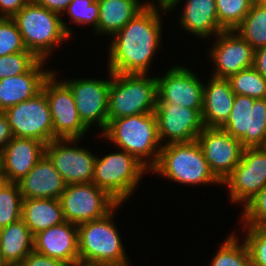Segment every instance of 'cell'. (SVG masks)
Returning a JSON list of instances; mask_svg holds the SVG:
<instances>
[{"label": "cell", "mask_w": 266, "mask_h": 266, "mask_svg": "<svg viewBox=\"0 0 266 266\" xmlns=\"http://www.w3.org/2000/svg\"><path fill=\"white\" fill-rule=\"evenodd\" d=\"M216 43L209 51L214 72L213 77L228 79L240 70L254 65V49L235 30H224L215 36Z\"/></svg>", "instance_id": "18"}, {"label": "cell", "mask_w": 266, "mask_h": 266, "mask_svg": "<svg viewBox=\"0 0 266 266\" xmlns=\"http://www.w3.org/2000/svg\"><path fill=\"white\" fill-rule=\"evenodd\" d=\"M151 171L184 185L221 184L211 172L197 140L162 145L158 162Z\"/></svg>", "instance_id": "5"}, {"label": "cell", "mask_w": 266, "mask_h": 266, "mask_svg": "<svg viewBox=\"0 0 266 266\" xmlns=\"http://www.w3.org/2000/svg\"><path fill=\"white\" fill-rule=\"evenodd\" d=\"M3 113L8 119L13 137L40 140L46 145L54 140L50 106L43 91Z\"/></svg>", "instance_id": "9"}, {"label": "cell", "mask_w": 266, "mask_h": 266, "mask_svg": "<svg viewBox=\"0 0 266 266\" xmlns=\"http://www.w3.org/2000/svg\"><path fill=\"white\" fill-rule=\"evenodd\" d=\"M241 221L245 227L266 228V185L244 207Z\"/></svg>", "instance_id": "36"}, {"label": "cell", "mask_w": 266, "mask_h": 266, "mask_svg": "<svg viewBox=\"0 0 266 266\" xmlns=\"http://www.w3.org/2000/svg\"><path fill=\"white\" fill-rule=\"evenodd\" d=\"M211 77L204 83L201 116L204 126L221 127L230 115L235 93L228 79Z\"/></svg>", "instance_id": "24"}, {"label": "cell", "mask_w": 266, "mask_h": 266, "mask_svg": "<svg viewBox=\"0 0 266 266\" xmlns=\"http://www.w3.org/2000/svg\"><path fill=\"white\" fill-rule=\"evenodd\" d=\"M240 244V245H239ZM210 266H252L251 257L245 241L239 243L234 233L226 238Z\"/></svg>", "instance_id": "30"}, {"label": "cell", "mask_w": 266, "mask_h": 266, "mask_svg": "<svg viewBox=\"0 0 266 266\" xmlns=\"http://www.w3.org/2000/svg\"><path fill=\"white\" fill-rule=\"evenodd\" d=\"M17 184L22 198L59 199L66 187L62 176L46 154Z\"/></svg>", "instance_id": "22"}, {"label": "cell", "mask_w": 266, "mask_h": 266, "mask_svg": "<svg viewBox=\"0 0 266 266\" xmlns=\"http://www.w3.org/2000/svg\"><path fill=\"white\" fill-rule=\"evenodd\" d=\"M253 67L266 79V46L254 50Z\"/></svg>", "instance_id": "42"}, {"label": "cell", "mask_w": 266, "mask_h": 266, "mask_svg": "<svg viewBox=\"0 0 266 266\" xmlns=\"http://www.w3.org/2000/svg\"><path fill=\"white\" fill-rule=\"evenodd\" d=\"M156 79L157 102L178 104L202 113L204 83L192 70L176 65Z\"/></svg>", "instance_id": "17"}, {"label": "cell", "mask_w": 266, "mask_h": 266, "mask_svg": "<svg viewBox=\"0 0 266 266\" xmlns=\"http://www.w3.org/2000/svg\"><path fill=\"white\" fill-rule=\"evenodd\" d=\"M98 34L114 35L121 30L146 5L138 0H98Z\"/></svg>", "instance_id": "27"}, {"label": "cell", "mask_w": 266, "mask_h": 266, "mask_svg": "<svg viewBox=\"0 0 266 266\" xmlns=\"http://www.w3.org/2000/svg\"><path fill=\"white\" fill-rule=\"evenodd\" d=\"M176 0H158L157 4L161 8L168 9Z\"/></svg>", "instance_id": "43"}, {"label": "cell", "mask_w": 266, "mask_h": 266, "mask_svg": "<svg viewBox=\"0 0 266 266\" xmlns=\"http://www.w3.org/2000/svg\"><path fill=\"white\" fill-rule=\"evenodd\" d=\"M245 243L252 266H266V228L246 227Z\"/></svg>", "instance_id": "37"}, {"label": "cell", "mask_w": 266, "mask_h": 266, "mask_svg": "<svg viewBox=\"0 0 266 266\" xmlns=\"http://www.w3.org/2000/svg\"><path fill=\"white\" fill-rule=\"evenodd\" d=\"M211 172L222 183L240 163L244 147L221 127H207L197 137Z\"/></svg>", "instance_id": "15"}, {"label": "cell", "mask_w": 266, "mask_h": 266, "mask_svg": "<svg viewBox=\"0 0 266 266\" xmlns=\"http://www.w3.org/2000/svg\"><path fill=\"white\" fill-rule=\"evenodd\" d=\"M219 25L224 30H235L252 6L250 0H215Z\"/></svg>", "instance_id": "32"}, {"label": "cell", "mask_w": 266, "mask_h": 266, "mask_svg": "<svg viewBox=\"0 0 266 266\" xmlns=\"http://www.w3.org/2000/svg\"><path fill=\"white\" fill-rule=\"evenodd\" d=\"M30 0H0V18H13Z\"/></svg>", "instance_id": "39"}, {"label": "cell", "mask_w": 266, "mask_h": 266, "mask_svg": "<svg viewBox=\"0 0 266 266\" xmlns=\"http://www.w3.org/2000/svg\"><path fill=\"white\" fill-rule=\"evenodd\" d=\"M55 73L52 71L42 86L50 106L54 139H81L88 128L80 119L72 91L64 81L56 80Z\"/></svg>", "instance_id": "11"}, {"label": "cell", "mask_w": 266, "mask_h": 266, "mask_svg": "<svg viewBox=\"0 0 266 266\" xmlns=\"http://www.w3.org/2000/svg\"><path fill=\"white\" fill-rule=\"evenodd\" d=\"M252 3H266V0H250Z\"/></svg>", "instance_id": "47"}, {"label": "cell", "mask_w": 266, "mask_h": 266, "mask_svg": "<svg viewBox=\"0 0 266 266\" xmlns=\"http://www.w3.org/2000/svg\"><path fill=\"white\" fill-rule=\"evenodd\" d=\"M101 135L120 150L135 156L149 170L158 162L162 144L154 112L109 120Z\"/></svg>", "instance_id": "2"}, {"label": "cell", "mask_w": 266, "mask_h": 266, "mask_svg": "<svg viewBox=\"0 0 266 266\" xmlns=\"http://www.w3.org/2000/svg\"><path fill=\"white\" fill-rule=\"evenodd\" d=\"M19 266H69V264L33 250L23 259Z\"/></svg>", "instance_id": "38"}, {"label": "cell", "mask_w": 266, "mask_h": 266, "mask_svg": "<svg viewBox=\"0 0 266 266\" xmlns=\"http://www.w3.org/2000/svg\"><path fill=\"white\" fill-rule=\"evenodd\" d=\"M149 2L121 30L109 46L108 70L113 73L147 74L161 43L162 24L158 9Z\"/></svg>", "instance_id": "1"}, {"label": "cell", "mask_w": 266, "mask_h": 266, "mask_svg": "<svg viewBox=\"0 0 266 266\" xmlns=\"http://www.w3.org/2000/svg\"><path fill=\"white\" fill-rule=\"evenodd\" d=\"M44 62L46 61L39 60L28 72L0 80V112L29 100L42 91L45 79L52 72L44 69Z\"/></svg>", "instance_id": "21"}, {"label": "cell", "mask_w": 266, "mask_h": 266, "mask_svg": "<svg viewBox=\"0 0 266 266\" xmlns=\"http://www.w3.org/2000/svg\"><path fill=\"white\" fill-rule=\"evenodd\" d=\"M45 147L40 140L13 137L1 153L4 181L17 183L24 178L43 157Z\"/></svg>", "instance_id": "19"}, {"label": "cell", "mask_w": 266, "mask_h": 266, "mask_svg": "<svg viewBox=\"0 0 266 266\" xmlns=\"http://www.w3.org/2000/svg\"><path fill=\"white\" fill-rule=\"evenodd\" d=\"M149 171L135 156L121 150L96 157L92 182L123 204L133 196L142 175Z\"/></svg>", "instance_id": "7"}, {"label": "cell", "mask_w": 266, "mask_h": 266, "mask_svg": "<svg viewBox=\"0 0 266 266\" xmlns=\"http://www.w3.org/2000/svg\"><path fill=\"white\" fill-rule=\"evenodd\" d=\"M37 4L42 7L47 8L50 11L56 12L58 14H62L65 12L67 6L70 4L72 0H33Z\"/></svg>", "instance_id": "41"}, {"label": "cell", "mask_w": 266, "mask_h": 266, "mask_svg": "<svg viewBox=\"0 0 266 266\" xmlns=\"http://www.w3.org/2000/svg\"><path fill=\"white\" fill-rule=\"evenodd\" d=\"M147 76V74L112 72L108 99V121L155 111L157 79Z\"/></svg>", "instance_id": "6"}, {"label": "cell", "mask_w": 266, "mask_h": 266, "mask_svg": "<svg viewBox=\"0 0 266 266\" xmlns=\"http://www.w3.org/2000/svg\"><path fill=\"white\" fill-rule=\"evenodd\" d=\"M180 1L176 0L167 11L175 9ZM184 6L179 25L185 28V31L204 39L224 31L218 22L215 0H185Z\"/></svg>", "instance_id": "23"}, {"label": "cell", "mask_w": 266, "mask_h": 266, "mask_svg": "<svg viewBox=\"0 0 266 266\" xmlns=\"http://www.w3.org/2000/svg\"><path fill=\"white\" fill-rule=\"evenodd\" d=\"M59 200L65 221L75 225L103 218L119 204L93 182L66 184Z\"/></svg>", "instance_id": "8"}, {"label": "cell", "mask_w": 266, "mask_h": 266, "mask_svg": "<svg viewBox=\"0 0 266 266\" xmlns=\"http://www.w3.org/2000/svg\"><path fill=\"white\" fill-rule=\"evenodd\" d=\"M33 250L66 262H79L78 225L63 222L34 235Z\"/></svg>", "instance_id": "20"}, {"label": "cell", "mask_w": 266, "mask_h": 266, "mask_svg": "<svg viewBox=\"0 0 266 266\" xmlns=\"http://www.w3.org/2000/svg\"><path fill=\"white\" fill-rule=\"evenodd\" d=\"M13 138L8 119L3 112H0V152L2 153L6 144Z\"/></svg>", "instance_id": "40"}, {"label": "cell", "mask_w": 266, "mask_h": 266, "mask_svg": "<svg viewBox=\"0 0 266 266\" xmlns=\"http://www.w3.org/2000/svg\"><path fill=\"white\" fill-rule=\"evenodd\" d=\"M235 31L254 50L266 46V3H252L248 14Z\"/></svg>", "instance_id": "28"}, {"label": "cell", "mask_w": 266, "mask_h": 266, "mask_svg": "<svg viewBox=\"0 0 266 266\" xmlns=\"http://www.w3.org/2000/svg\"><path fill=\"white\" fill-rule=\"evenodd\" d=\"M0 266H8V265L3 261V258H2V255H1V252H0Z\"/></svg>", "instance_id": "45"}, {"label": "cell", "mask_w": 266, "mask_h": 266, "mask_svg": "<svg viewBox=\"0 0 266 266\" xmlns=\"http://www.w3.org/2000/svg\"><path fill=\"white\" fill-rule=\"evenodd\" d=\"M100 219L78 225L79 262L95 266H129L120 234L114 225V211Z\"/></svg>", "instance_id": "4"}, {"label": "cell", "mask_w": 266, "mask_h": 266, "mask_svg": "<svg viewBox=\"0 0 266 266\" xmlns=\"http://www.w3.org/2000/svg\"><path fill=\"white\" fill-rule=\"evenodd\" d=\"M69 266H95V265L78 262Z\"/></svg>", "instance_id": "44"}, {"label": "cell", "mask_w": 266, "mask_h": 266, "mask_svg": "<svg viewBox=\"0 0 266 266\" xmlns=\"http://www.w3.org/2000/svg\"><path fill=\"white\" fill-rule=\"evenodd\" d=\"M60 16L30 0L12 18L18 26L26 49L39 60H47L57 44L59 46L61 42L71 38L73 32Z\"/></svg>", "instance_id": "3"}, {"label": "cell", "mask_w": 266, "mask_h": 266, "mask_svg": "<svg viewBox=\"0 0 266 266\" xmlns=\"http://www.w3.org/2000/svg\"><path fill=\"white\" fill-rule=\"evenodd\" d=\"M221 184L227 185L230 201L245 207L266 185V153L261 147L244 148L240 163Z\"/></svg>", "instance_id": "12"}, {"label": "cell", "mask_w": 266, "mask_h": 266, "mask_svg": "<svg viewBox=\"0 0 266 266\" xmlns=\"http://www.w3.org/2000/svg\"><path fill=\"white\" fill-rule=\"evenodd\" d=\"M4 181L3 175H0V185Z\"/></svg>", "instance_id": "49"}, {"label": "cell", "mask_w": 266, "mask_h": 266, "mask_svg": "<svg viewBox=\"0 0 266 266\" xmlns=\"http://www.w3.org/2000/svg\"><path fill=\"white\" fill-rule=\"evenodd\" d=\"M21 219L33 236L65 222L60 200L51 198H23Z\"/></svg>", "instance_id": "25"}, {"label": "cell", "mask_w": 266, "mask_h": 266, "mask_svg": "<svg viewBox=\"0 0 266 266\" xmlns=\"http://www.w3.org/2000/svg\"><path fill=\"white\" fill-rule=\"evenodd\" d=\"M74 24H91L98 34L99 3L98 0H72L65 10Z\"/></svg>", "instance_id": "34"}, {"label": "cell", "mask_w": 266, "mask_h": 266, "mask_svg": "<svg viewBox=\"0 0 266 266\" xmlns=\"http://www.w3.org/2000/svg\"><path fill=\"white\" fill-rule=\"evenodd\" d=\"M34 236L22 219L0 229V252L8 266H19L33 251Z\"/></svg>", "instance_id": "26"}, {"label": "cell", "mask_w": 266, "mask_h": 266, "mask_svg": "<svg viewBox=\"0 0 266 266\" xmlns=\"http://www.w3.org/2000/svg\"><path fill=\"white\" fill-rule=\"evenodd\" d=\"M38 61L29 50L0 56V80L28 72Z\"/></svg>", "instance_id": "33"}, {"label": "cell", "mask_w": 266, "mask_h": 266, "mask_svg": "<svg viewBox=\"0 0 266 266\" xmlns=\"http://www.w3.org/2000/svg\"><path fill=\"white\" fill-rule=\"evenodd\" d=\"M154 113L160 143L167 139L163 145L195 141L204 128L202 116L196 109L157 102Z\"/></svg>", "instance_id": "16"}, {"label": "cell", "mask_w": 266, "mask_h": 266, "mask_svg": "<svg viewBox=\"0 0 266 266\" xmlns=\"http://www.w3.org/2000/svg\"><path fill=\"white\" fill-rule=\"evenodd\" d=\"M78 142L80 139H54L45 147V154L66 184L93 181L96 156L86 148L72 146Z\"/></svg>", "instance_id": "14"}, {"label": "cell", "mask_w": 266, "mask_h": 266, "mask_svg": "<svg viewBox=\"0 0 266 266\" xmlns=\"http://www.w3.org/2000/svg\"><path fill=\"white\" fill-rule=\"evenodd\" d=\"M27 50L16 22L0 18V56Z\"/></svg>", "instance_id": "35"}, {"label": "cell", "mask_w": 266, "mask_h": 266, "mask_svg": "<svg viewBox=\"0 0 266 266\" xmlns=\"http://www.w3.org/2000/svg\"><path fill=\"white\" fill-rule=\"evenodd\" d=\"M244 148L260 147L266 139V98L235 94L227 121L221 126Z\"/></svg>", "instance_id": "10"}, {"label": "cell", "mask_w": 266, "mask_h": 266, "mask_svg": "<svg viewBox=\"0 0 266 266\" xmlns=\"http://www.w3.org/2000/svg\"><path fill=\"white\" fill-rule=\"evenodd\" d=\"M22 195L17 183L3 181L0 185V229L21 219Z\"/></svg>", "instance_id": "31"}, {"label": "cell", "mask_w": 266, "mask_h": 266, "mask_svg": "<svg viewBox=\"0 0 266 266\" xmlns=\"http://www.w3.org/2000/svg\"><path fill=\"white\" fill-rule=\"evenodd\" d=\"M109 80L101 79H72L63 80L73 93L75 106L83 124H97L102 133L108 125V99L112 72L109 70Z\"/></svg>", "instance_id": "13"}, {"label": "cell", "mask_w": 266, "mask_h": 266, "mask_svg": "<svg viewBox=\"0 0 266 266\" xmlns=\"http://www.w3.org/2000/svg\"><path fill=\"white\" fill-rule=\"evenodd\" d=\"M0 175H3V171H2V155L0 152Z\"/></svg>", "instance_id": "46"}, {"label": "cell", "mask_w": 266, "mask_h": 266, "mask_svg": "<svg viewBox=\"0 0 266 266\" xmlns=\"http://www.w3.org/2000/svg\"><path fill=\"white\" fill-rule=\"evenodd\" d=\"M235 94L254 99L266 98V79L252 66L228 78Z\"/></svg>", "instance_id": "29"}, {"label": "cell", "mask_w": 266, "mask_h": 266, "mask_svg": "<svg viewBox=\"0 0 266 266\" xmlns=\"http://www.w3.org/2000/svg\"><path fill=\"white\" fill-rule=\"evenodd\" d=\"M260 147L266 153V139H265V141L263 142V144Z\"/></svg>", "instance_id": "48"}]
</instances>
